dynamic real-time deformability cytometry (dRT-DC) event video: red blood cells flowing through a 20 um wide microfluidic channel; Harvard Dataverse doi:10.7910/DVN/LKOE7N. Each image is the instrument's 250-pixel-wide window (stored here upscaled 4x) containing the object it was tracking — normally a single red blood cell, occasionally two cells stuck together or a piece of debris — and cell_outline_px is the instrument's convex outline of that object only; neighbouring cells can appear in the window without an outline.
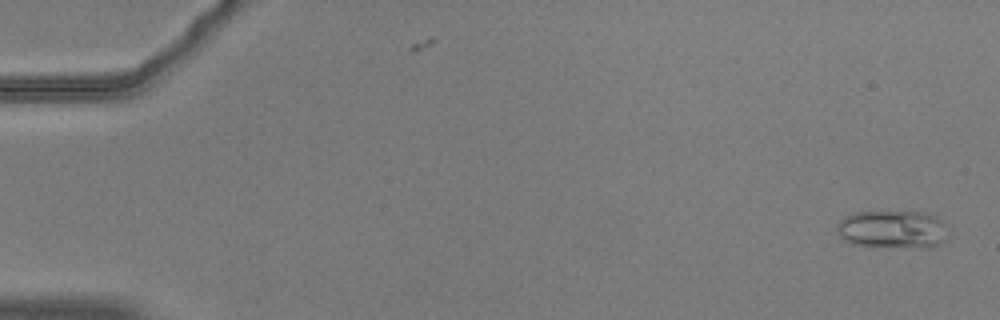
{"species": "common noctule bat (a hibernating species)", "species_latin": "Nyctalus noctula", "temperature_condition": "warm", "stored_images_in_passage": 54, "camera_frame_rate_fps": 3000, "um_per_image_px": 0.085, "animal": {"sex": "male", "body_mass_g": 20.5, "forearm_length_mm": 52.5}, "frame": {"image": 1, "passage_image": 2, "time_ms": 0.333, "image_size_px": [1000, 320], "cell_outline_px": [[948, 224], [944, 240], [940, 244], [932, 248], [872, 248], [852, 244], [844, 240], [840, 236], [836, 228], [836, 224], [844, 216], [852, 212], [928, 212], [936, 216]], "centroid_in_image_um": [75.87, 19.53], "position_along_channel_um": 9.1, "area_um2": 25.61}}
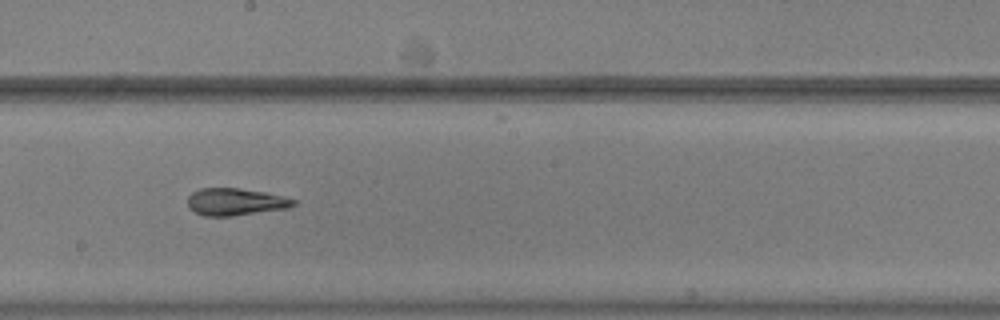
{"frame": {"image": 2, "passage_image": 32, "time_ms": 10.333, "image_size_px": [1000, 320], "cell_outline_px": [[296, 204], [288, 208], [232, 216], [204, 216], [188, 208], [188, 196], [192, 192], [200, 188], [240, 188], [264, 192], [284, 196], [296, 200]], "centroid_in_image_um": [20.01, 17.15], "position_along_channel_um": 228.2, "area_um2": 16.82}}
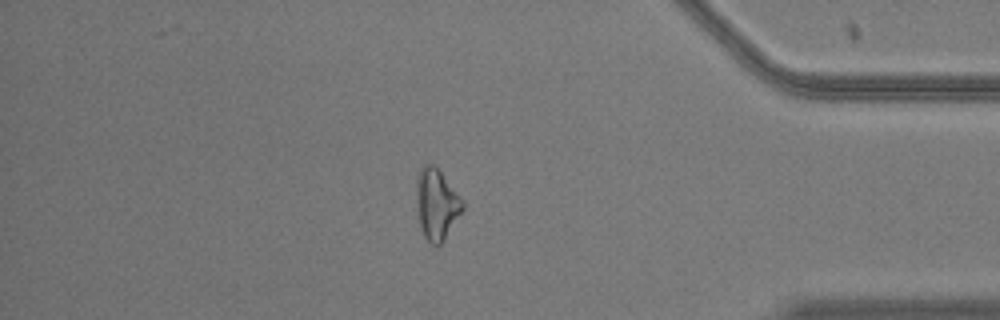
{"frame": {"image": 3, "passage_image": 48, "time_ms": 15.667, "image_size_px": [1000, 320], "cell_outline_px": [[464, 208], [444, 240], [436, 248], [424, 236], [420, 228], [416, 216], [416, 180], [420, 168], [424, 164], [432, 164], [440, 172], [464, 204]], "centroid_in_image_um": [37.05, 17.4], "position_along_channel_um": 398.2, "area_um2": 18.96}}